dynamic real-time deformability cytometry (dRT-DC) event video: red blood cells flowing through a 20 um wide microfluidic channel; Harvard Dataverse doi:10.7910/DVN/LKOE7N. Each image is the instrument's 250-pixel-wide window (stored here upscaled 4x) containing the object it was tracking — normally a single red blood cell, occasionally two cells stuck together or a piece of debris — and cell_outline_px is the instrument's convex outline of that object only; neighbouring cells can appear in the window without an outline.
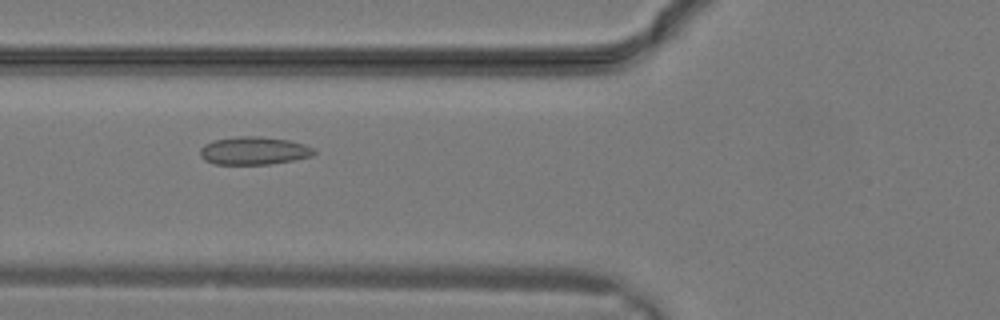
{"species": "common noctule bat (a hibernating species)", "species_latin": "Nyctalus noctula", "temperature_condition": "warm", "stored_images_in_passage": 31, "camera_frame_rate_fps": 3000, "um_per_image_px": 0.085, "animal": {"sex": "male", "body_mass_g": 19.2, "forearm_length_mm": 51.8}, "frame": {"image": 1, "passage_image": 12, "time_ms": 3.667, "image_size_px": [1000, 320], "cell_outline_px": [[316, 152], [312, 156], [292, 160], [268, 164], [216, 164], [204, 160], [200, 156], [200, 148], [204, 144], [212, 140], [236, 136], [260, 136], [288, 140], [304, 144], [312, 148]], "centroid_in_image_um": [21.54, 12.8], "position_along_channel_um": 104.3, "area_um2": 18.55}}
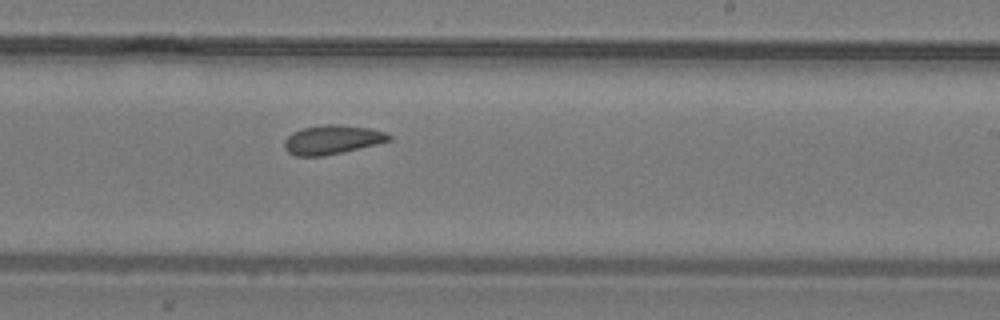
{"frame": {"image": 2, "passage_image": 19, "time_ms": 6.0, "image_size_px": [1000, 320], "cell_outline_px": [[392, 140], [376, 144], [324, 156], [296, 156], [288, 152], [284, 148], [284, 140], [292, 132], [304, 128], [324, 124], [340, 124], [368, 128], [384, 132], [392, 136]], "centroid_in_image_um": [28.21, 11.87], "position_along_channel_um": 260.8, "area_um2": 17.63}}
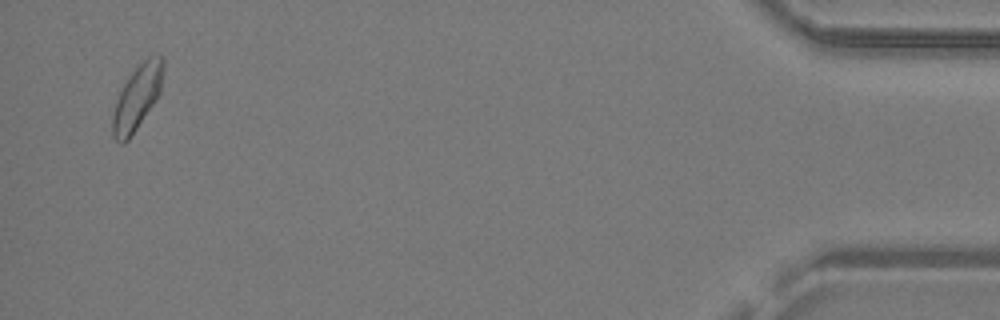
{"frame": {"image": 3, "passage_image": 30, "time_ms": 9.667, "image_size_px": [1000, 320], "cell_outline_px": [[164, 68], [160, 92], [128, 140], [124, 144], [120, 144], [112, 136], [112, 116], [116, 100], [128, 76], [148, 56], [164, 56]], "centroid_in_image_um": [11.64, 8.28], "position_along_channel_um": 423.6, "area_um2": 18.73}}